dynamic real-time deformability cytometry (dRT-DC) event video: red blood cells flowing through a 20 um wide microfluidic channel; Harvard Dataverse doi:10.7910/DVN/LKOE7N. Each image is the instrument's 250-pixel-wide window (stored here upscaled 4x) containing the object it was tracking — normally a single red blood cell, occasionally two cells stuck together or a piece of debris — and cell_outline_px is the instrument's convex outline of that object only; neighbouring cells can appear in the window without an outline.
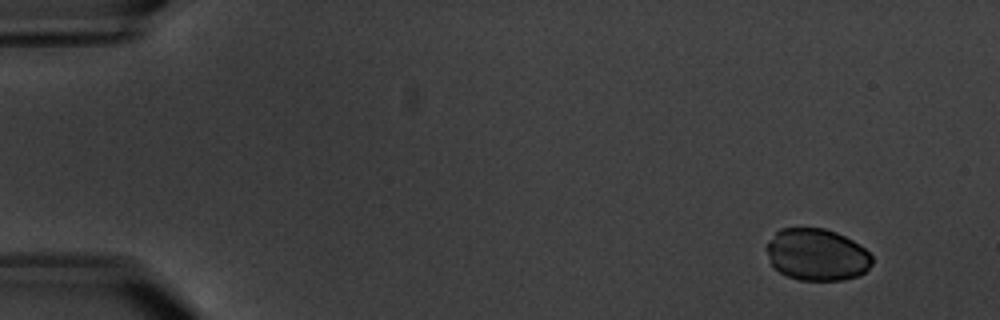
{"species": "common noctule bat (a hibernating species)", "species_latin": "Nyctalus noctula", "temperature_condition": "warm", "stored_images_in_passage": 6, "camera_frame_rate_fps": 3000, "um_per_image_px": 0.085, "animal": {"sex": "male", "body_mass_g": 20.1, "forearm_length_mm": 53.5}, "frame": {"image": 1, "passage_image": 1, "time_ms": 0.0, "image_size_px": [1000, 320], "cell_outline_px": [[872, 264], [860, 276], [844, 280], [800, 280], [788, 276], [780, 272], [772, 264], [764, 248], [776, 232], [780, 228], [824, 228], [836, 232], [860, 244], [872, 256]], "centroid_in_image_um": [69.44, 21.65], "position_along_channel_um": 15.6, "area_um2": 31.96}}